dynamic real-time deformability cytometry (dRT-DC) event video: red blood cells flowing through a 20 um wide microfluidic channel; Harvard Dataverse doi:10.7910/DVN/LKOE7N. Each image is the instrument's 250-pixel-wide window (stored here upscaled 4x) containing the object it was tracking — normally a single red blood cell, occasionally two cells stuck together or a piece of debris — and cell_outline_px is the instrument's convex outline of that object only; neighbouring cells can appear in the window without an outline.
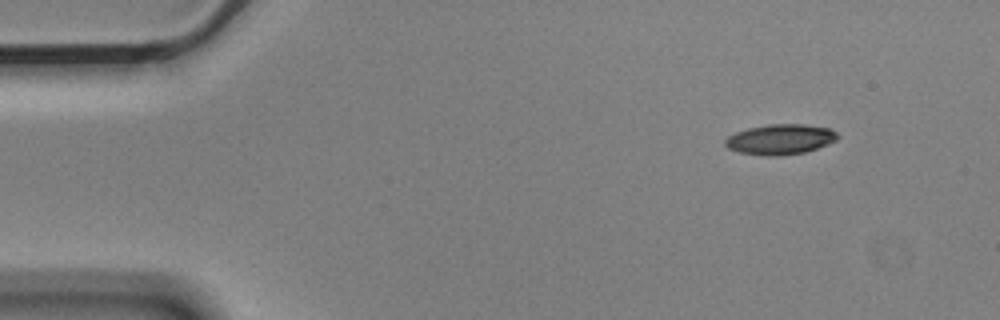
{"species": "Egyptian fruit bat (a non-hibernating species)", "species_latin": "Rousettus aegyptiacus", "temperature_condition": "cold", "stored_images_in_passage": 5, "camera_frame_rate_fps": 3000, "um_per_image_px": 0.085, "animal": {"sex": "male"}, "frame": {"image": 1, "passage_image": 1, "time_ms": 0.0, "image_size_px": [1000, 320], "cell_outline_px": [[840, 136], [836, 140], [828, 144], [804, 152], [780, 156], [764, 156], [740, 152], [728, 148], [724, 144], [724, 140], [728, 136], [736, 132], [748, 128], [768, 124], [804, 124], [828, 128], [836, 132]], "centroid_in_image_um": [66.31, 11.84], "position_along_channel_um": 18.7, "area_um2": 19.83}}
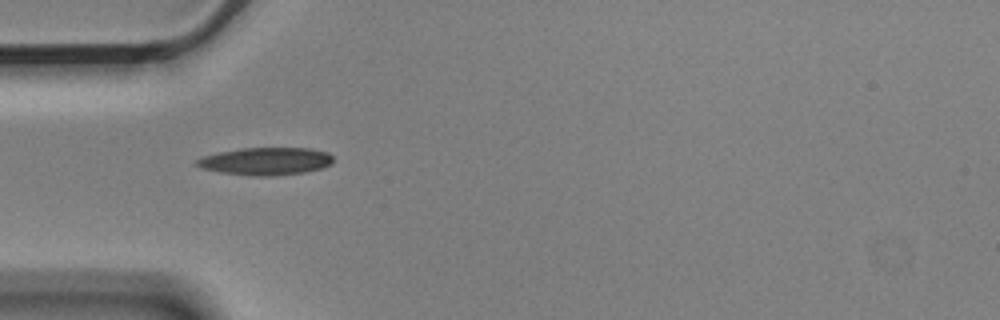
{"frame": {"image": 2, "passage_image": 4, "time_ms": 1.0, "image_size_px": [1000, 320], "cell_outline_px": [[332, 164], [320, 168], [304, 172], [276, 176], [252, 176], [220, 172], [200, 168], [196, 164], [196, 160], [204, 156], [220, 152], [240, 148], [312, 148], [328, 152], [332, 156]], "centroid_in_image_um": [22.6, 13.7], "position_along_channel_um": 62.4, "area_um2": 21.96}}
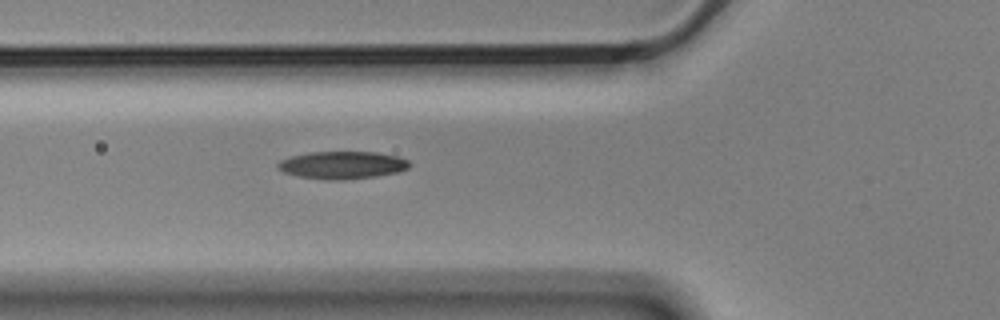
{"frame": {"image": 3, "passage_image": 5, "time_ms": 1.333, "image_size_px": [1000, 320], "cell_outline_px": [[412, 164], [408, 168], [396, 172], [376, 176], [344, 180], [328, 180], [300, 176], [284, 172], [276, 168], [276, 164], [280, 160], [292, 156], [308, 152], [376, 152], [400, 156], [408, 160]], "centroid_in_image_um": [29.11, 14.02], "position_along_channel_um": 96.7, "area_um2": 21.21}}